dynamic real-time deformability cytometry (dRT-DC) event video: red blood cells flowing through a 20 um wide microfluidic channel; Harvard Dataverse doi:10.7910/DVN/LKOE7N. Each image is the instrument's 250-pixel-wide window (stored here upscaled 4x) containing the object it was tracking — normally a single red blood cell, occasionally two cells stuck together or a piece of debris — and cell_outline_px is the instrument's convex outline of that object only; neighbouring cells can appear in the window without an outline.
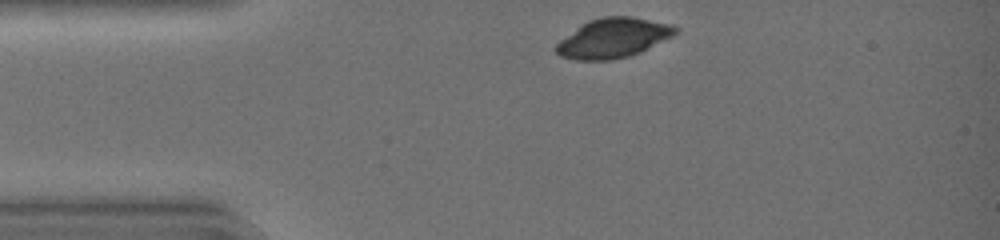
{"species": "common noctule bat (a hibernating species)", "species_latin": "Nyctalus noctula", "temperature_condition": "warm", "stored_images_in_passage": 32, "camera_frame_rate_fps": 3000, "um_per_image_px": 0.085, "animal": {"sex": "female", "body_mass_g": 19.0, "forearm_length_mm": 51.5}, "frame": {"image": 1, "passage_image": 1, "time_ms": 0.0, "image_size_px": [1000, 240], "cell_outline_px": [[680, 28], [676, 36], [640, 52], [628, 56], [612, 60], [576, 60], [560, 56], [552, 48], [560, 40], [580, 24], [588, 20], [600, 16], [632, 16], [672, 24]], "centroid_in_image_um": [52.15, 3.22], "position_along_channel_um": 32.9, "area_um2": 28.09}}
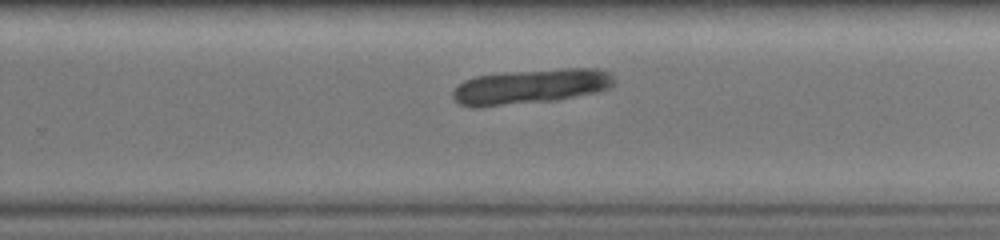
{"frame": {"image": 2, "passage_image": 21, "time_ms": 6.667, "image_size_px": [1000, 240], "cell_outline_px": [[616, 84], [608, 88], [596, 92], [556, 100], [480, 108], [472, 108], [460, 104], [452, 96], [452, 92], [464, 80], [476, 76], [504, 72], [560, 68], [600, 68], [612, 72], [616, 80]], "centroid_in_image_um": [45.15, 7.35], "position_along_channel_um": 284.7, "area_um2": 33.41}}
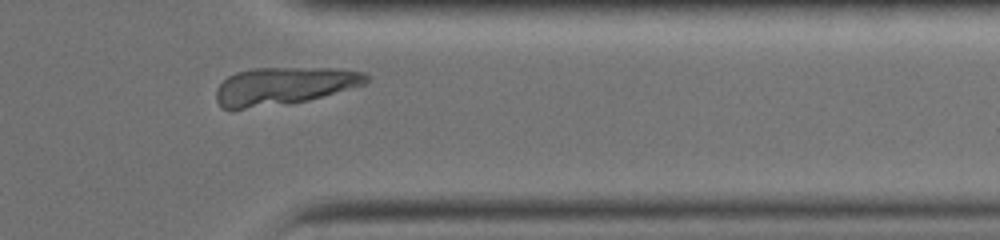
{"frame": {"image": 3, "passage_image": 28, "time_ms": 9.0, "image_size_px": [1000, 240], "cell_outline_px": [[372, 76], [364, 84], [308, 100], [288, 104], [232, 112], [220, 108], [216, 100], [216, 88], [228, 76], [236, 72], [252, 68], [332, 68], [364, 72]], "centroid_in_image_um": [24.04, 7.34], "position_along_channel_um": 387.4, "area_um2": 33.58}}